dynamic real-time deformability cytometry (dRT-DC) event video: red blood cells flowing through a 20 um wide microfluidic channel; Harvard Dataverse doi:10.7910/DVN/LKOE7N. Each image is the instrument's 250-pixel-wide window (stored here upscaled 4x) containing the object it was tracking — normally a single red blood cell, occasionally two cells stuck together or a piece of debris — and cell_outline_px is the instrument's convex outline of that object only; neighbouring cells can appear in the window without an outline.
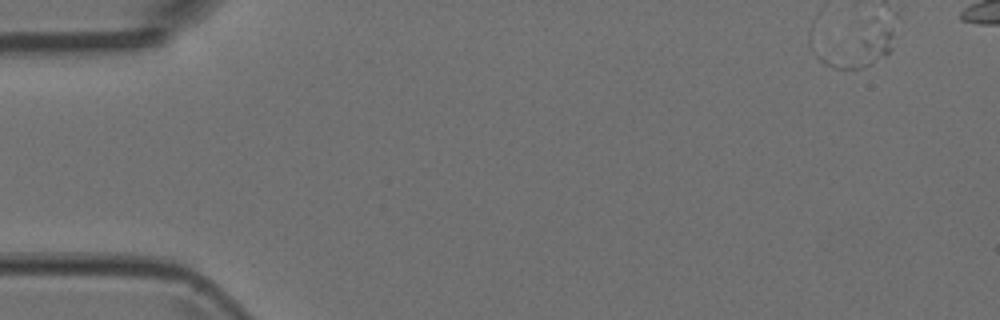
{"species": "Egyptian fruit bat (a non-hibernating species)", "species_latin": "Rousettus aegyptiacus", "temperature_condition": "room temperature", "stored_images_in_passage": 1, "camera_frame_rate_fps": 3000, "um_per_image_px": 0.085, "animal": {"sex": "female"}, "frame": {"image": 1, "passage_image": 1, "time_ms": 0.0, "image_size_px": [1000, 320], "cell_outline_px": [[892, 48], [884, 56], [860, 68], [832, 68], [824, 64], [812, 52], [808, 44], [808, 32], [872, 16], [888, 20], [892, 32]], "centroid_in_image_um": [72.43, 3.64], "position_along_channel_um": 12.6, "area_um2": 23.81}}